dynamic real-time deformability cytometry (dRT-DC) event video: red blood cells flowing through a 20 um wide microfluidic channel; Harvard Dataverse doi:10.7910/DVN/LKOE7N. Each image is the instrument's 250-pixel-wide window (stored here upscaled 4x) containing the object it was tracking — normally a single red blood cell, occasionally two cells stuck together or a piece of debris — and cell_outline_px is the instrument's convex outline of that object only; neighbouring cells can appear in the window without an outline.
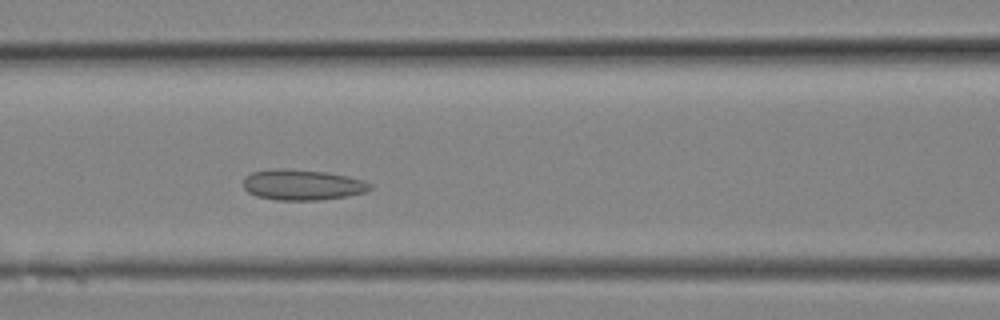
{"species": "Egyptian fruit bat (a non-hibernating species)", "species_latin": "Rousettus aegyptiacus", "temperature_condition": "room temperature", "stored_images_in_passage": 3, "camera_frame_rate_fps": 3000, "um_per_image_px": 0.085, "animal": {"sex": "female"}, "frame": {"image": 1, "passage_image": 3, "time_ms": 0.667, "image_size_px": [1000, 320], "cell_outline_px": [[372, 188], [364, 192], [348, 196], [320, 200], [276, 200], [256, 196], [248, 192], [244, 188], [244, 176], [252, 172], [276, 168], [324, 172], [348, 176], [364, 180], [372, 184]], "centroid_in_image_um": [25.7, 15.72], "position_along_channel_um": 140.9, "area_um2": 22.6}}